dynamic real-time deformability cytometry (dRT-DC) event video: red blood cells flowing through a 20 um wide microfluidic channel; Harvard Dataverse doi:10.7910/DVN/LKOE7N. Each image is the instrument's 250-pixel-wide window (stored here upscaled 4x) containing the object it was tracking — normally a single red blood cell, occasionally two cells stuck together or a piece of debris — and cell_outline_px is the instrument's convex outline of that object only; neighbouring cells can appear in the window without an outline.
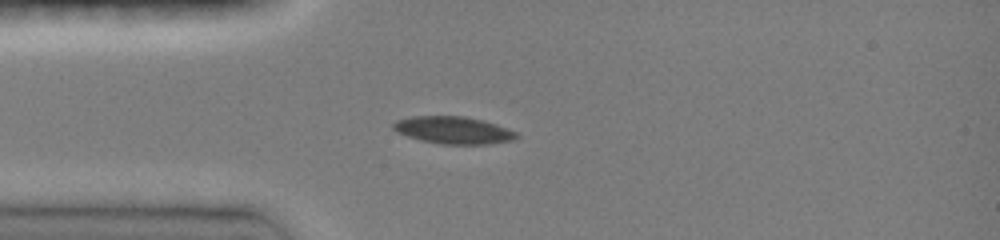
{"species": "common noctule bat (a hibernating species)", "species_latin": "Nyctalus noctula", "temperature_condition": "room temperature", "stored_images_in_passage": 32, "camera_frame_rate_fps": 3000, "um_per_image_px": 0.085, "animal": {"sex": "female", "body_mass_g": 19.0, "forearm_length_mm": 51.5}, "frame": {"image": 1, "passage_image": 1, "time_ms": 0.0, "image_size_px": [1000, 240], "cell_outline_px": [[520, 136], [512, 140], [488, 144], [440, 144], [420, 140], [396, 132], [392, 128], [392, 124], [396, 120], [412, 116], [464, 116], [496, 124], [516, 132]], "centroid_in_image_um": [38.5, 11.06], "position_along_channel_um": 46.5, "area_um2": 19.54}}
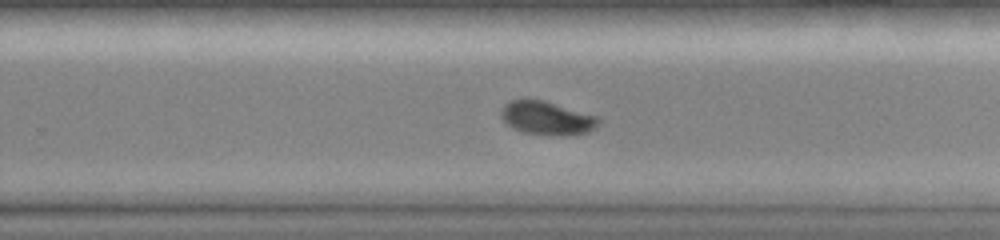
{"frame": {"image": 2, "passage_image": 17, "time_ms": 6.0, "image_size_px": [1000, 240], "cell_outline_px": [[600, 120], [596, 128], [588, 132], [560, 136], [556, 136], [524, 132], [512, 128], [500, 116], [500, 112], [504, 104], [512, 100], [544, 100], [600, 116]], "centroid_in_image_um": [46.53, 10.04], "position_along_channel_um": 283.3, "area_um2": 19.13}}
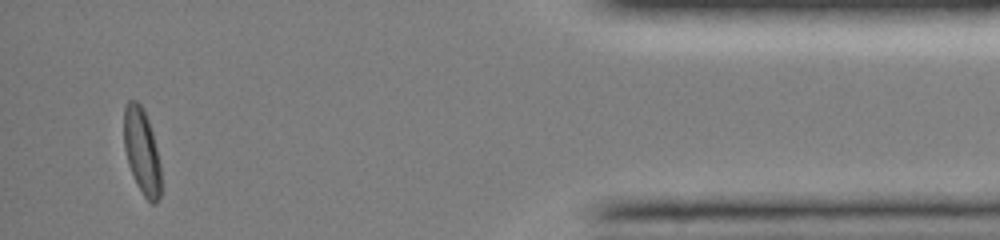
{"frame": {"image": 3, "passage_image": 29, "time_ms": 10.667, "image_size_px": [1000, 240], "cell_outline_px": [[160, 196], [156, 204], [152, 204], [144, 196], [136, 184], [128, 164], [124, 148], [124, 108], [128, 100], [136, 100], [140, 104], [148, 120], [152, 132], [160, 164]], "centroid_in_image_um": [12.04, 12.87], "position_along_channel_um": 423.2, "area_um2": 18.38}, "authors_computed_cell_mechanics": {"area_um2": 19.3052, "velocity_mm_per_s": 4.091, "shape_relaxation_time_tau1_ms": 3.4613, "shape_relaxation_time_tau2_ms": null, "deformation_change_tau1": 0.1442, "deformation_change_tau2": null}}